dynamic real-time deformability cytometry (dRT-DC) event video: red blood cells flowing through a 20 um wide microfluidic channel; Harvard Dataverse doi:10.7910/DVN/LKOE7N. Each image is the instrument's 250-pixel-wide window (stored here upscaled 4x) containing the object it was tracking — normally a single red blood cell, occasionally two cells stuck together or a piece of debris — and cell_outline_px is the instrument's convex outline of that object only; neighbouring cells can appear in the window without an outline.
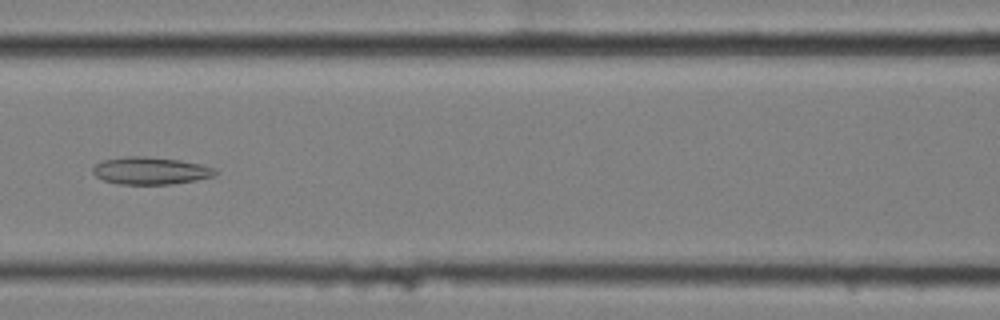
{"species": "common noctule bat (a hibernating species)", "species_latin": "Nyctalus noctula", "temperature_condition": "cold", "stored_images_in_passage": 7, "camera_frame_rate_fps": 3000, "um_per_image_px": 0.085, "animal": {"sex": "female", "body_mass_g": 25.1}, "frame": {"image": 1, "passage_image": 7, "time_ms": 2.0, "image_size_px": [1000, 320], "cell_outline_px": [[216, 176], [196, 180], [172, 184], [120, 184], [104, 180], [96, 176], [92, 172], [92, 168], [96, 164], [104, 160], [124, 156], [144, 156], [180, 160], [200, 164], [216, 168]], "centroid_in_image_um": [12.81, 14.51], "position_along_channel_um": 153.8, "area_um2": 19.54}}